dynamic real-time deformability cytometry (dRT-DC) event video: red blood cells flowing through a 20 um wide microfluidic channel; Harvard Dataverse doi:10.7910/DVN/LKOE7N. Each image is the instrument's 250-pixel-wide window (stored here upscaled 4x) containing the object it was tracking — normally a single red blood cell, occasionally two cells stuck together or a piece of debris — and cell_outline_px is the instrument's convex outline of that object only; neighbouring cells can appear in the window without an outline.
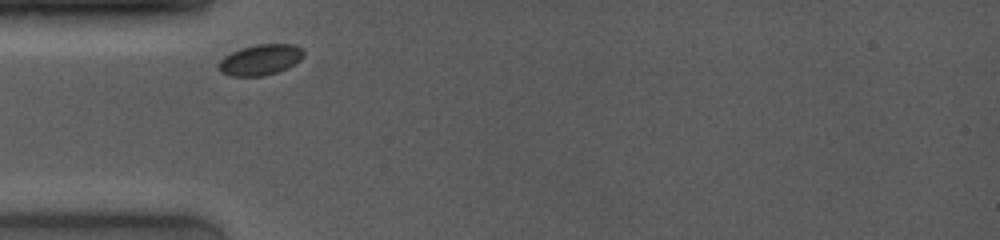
{"species": "common noctule bat (a hibernating species)", "species_latin": "Nyctalus noctula", "temperature_condition": "room temperature", "stored_images_in_passage": 2, "camera_frame_rate_fps": 4000, "um_per_image_px": 0.085, "animal": {"sex": "female", "body_mass_g": 19.0, "forearm_length_mm": 53.3}, "frame": {"image": 1, "passage_image": 1, "time_ms": 0.0, "image_size_px": [1000, 240], "cell_outline_px": [[304, 56], [300, 60], [276, 72], [264, 76], [232, 76], [220, 72], [216, 64], [224, 56], [240, 48], [256, 44], [292, 44], [300, 48], [304, 52]], "centroid_in_image_um": [22.07, 5.08], "position_along_channel_um": 62.9, "area_um2": 15.14}}